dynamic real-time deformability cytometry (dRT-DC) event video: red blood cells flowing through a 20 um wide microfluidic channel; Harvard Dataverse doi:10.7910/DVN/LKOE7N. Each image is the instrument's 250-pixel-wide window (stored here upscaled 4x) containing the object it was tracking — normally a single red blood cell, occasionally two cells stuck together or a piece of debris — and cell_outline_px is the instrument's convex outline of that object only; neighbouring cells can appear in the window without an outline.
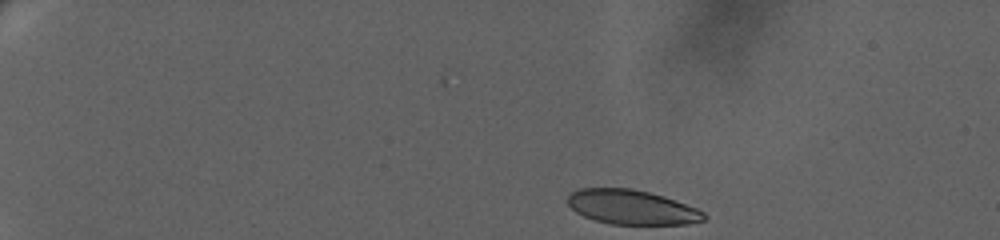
{"species": "human", "species_latin": "Homo sapiens", "temperature_condition": "warm", "stored_images_in_passage": 24, "camera_frame_rate_fps": 3000, "um_per_image_px": 0.085, "donor": {"sex": "female"}, "frame": {"image": 1, "passage_image": 1, "time_ms": 0.0, "image_size_px": [1000, 240], "cell_outline_px": [[708, 216], [704, 220], [688, 224], [612, 224], [596, 220], [584, 216], [576, 212], [568, 204], [568, 196], [572, 192], [580, 188], [632, 188], [664, 196], [696, 208], [704, 212]], "centroid_in_image_um": [53.71, 17.61], "position_along_channel_um": 31.3, "area_um2": 27.28}}